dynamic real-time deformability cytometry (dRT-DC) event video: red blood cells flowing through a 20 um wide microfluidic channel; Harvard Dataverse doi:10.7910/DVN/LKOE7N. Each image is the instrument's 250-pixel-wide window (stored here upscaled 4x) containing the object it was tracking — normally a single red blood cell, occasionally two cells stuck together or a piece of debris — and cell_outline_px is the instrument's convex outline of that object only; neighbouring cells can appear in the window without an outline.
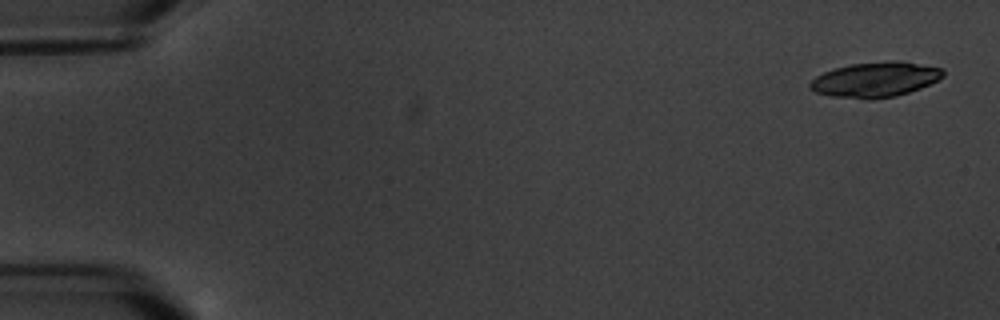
{"species": "common noctule bat (a hibernating species)", "species_latin": "Nyctalus noctula", "temperature_condition": "warm", "stored_images_in_passage": 5, "camera_frame_rate_fps": 3000, "um_per_image_px": 0.085, "animal": {"sex": "male", "body_mass_g": 20.1, "forearm_length_mm": 53.5}, "frame": {"image": 1, "passage_image": 1, "time_ms": 0.0, "image_size_px": [1000, 320], "cell_outline_px": [[944, 76], [920, 88], [896, 96], [872, 100], [864, 100], [832, 96], [816, 92], [808, 88], [808, 84], [816, 76], [824, 72], [836, 68], [852, 64], [892, 60], [896, 60], [944, 68]], "centroid_in_image_um": [74.38, 6.77], "position_along_channel_um": 10.6, "area_um2": 27.22}}